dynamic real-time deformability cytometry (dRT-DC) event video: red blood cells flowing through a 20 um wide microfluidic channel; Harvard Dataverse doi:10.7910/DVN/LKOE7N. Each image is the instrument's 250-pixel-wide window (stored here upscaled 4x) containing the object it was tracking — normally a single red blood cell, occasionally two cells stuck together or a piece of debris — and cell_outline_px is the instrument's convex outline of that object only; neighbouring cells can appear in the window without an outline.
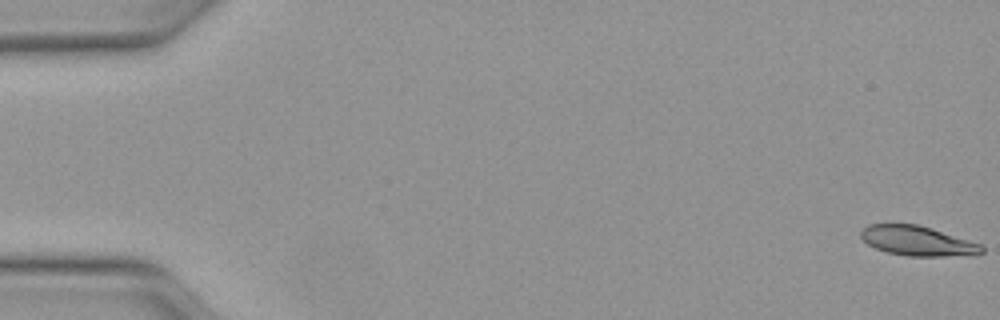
{"species": "Egyptian fruit bat (a non-hibernating species)", "species_latin": "Rousettus aegyptiacus", "temperature_condition": "warm", "stored_images_in_passage": 51, "camera_frame_rate_fps": 3000, "um_per_image_px": 0.085, "animal": {"sex": "female"}, "frame": {"image": 1, "passage_image": 1, "time_ms": 0.0, "image_size_px": [1000, 320], "cell_outline_px": [[984, 252], [944, 256], [908, 256], [888, 252], [876, 248], [868, 244], [860, 236], [860, 232], [868, 224], [916, 224], [932, 228], [980, 244], [984, 248]], "centroid_in_image_um": [77.93, 20.46], "position_along_channel_um": 7.1, "area_um2": 20.52}}
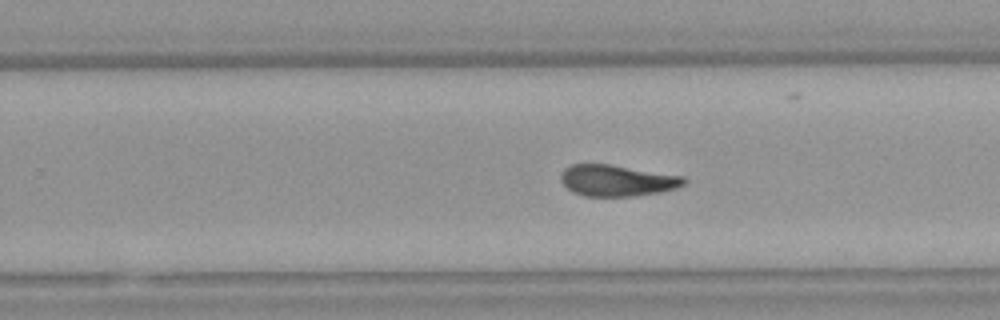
{"frame": {"image": 2, "passage_image": 32, "time_ms": 10.333, "image_size_px": [1000, 320], "cell_outline_px": [[688, 180], [684, 184], [676, 188], [660, 192], [632, 196], [584, 196], [572, 192], [560, 180], [560, 172], [564, 168], [572, 164], [608, 164], [684, 176]], "centroid_in_image_um": [52.43, 15.34], "position_along_channel_um": 277.4, "area_um2": 22.48}}
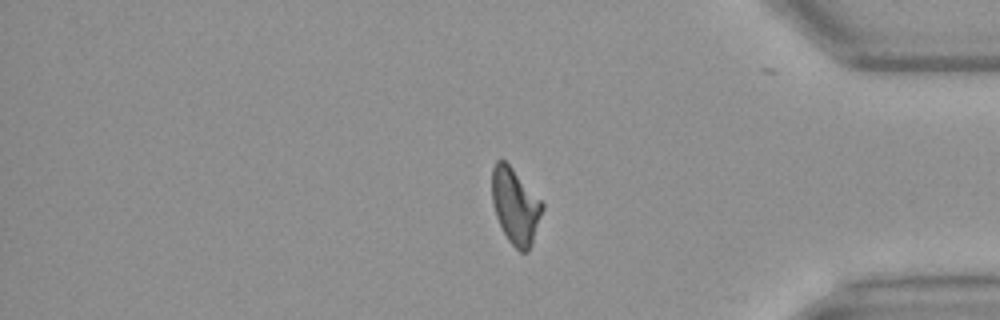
{"frame": {"image": 3, "passage_image": 42, "time_ms": 13.667, "image_size_px": [1000, 320], "cell_outline_px": [[544, 208], [532, 244], [528, 252], [520, 252], [508, 240], [496, 216], [492, 200], [492, 168], [496, 160], [504, 160], [512, 168], [544, 204]], "centroid_in_image_um": [43.81, 17.53], "position_along_channel_um": 391.4, "area_um2": 21.96}}